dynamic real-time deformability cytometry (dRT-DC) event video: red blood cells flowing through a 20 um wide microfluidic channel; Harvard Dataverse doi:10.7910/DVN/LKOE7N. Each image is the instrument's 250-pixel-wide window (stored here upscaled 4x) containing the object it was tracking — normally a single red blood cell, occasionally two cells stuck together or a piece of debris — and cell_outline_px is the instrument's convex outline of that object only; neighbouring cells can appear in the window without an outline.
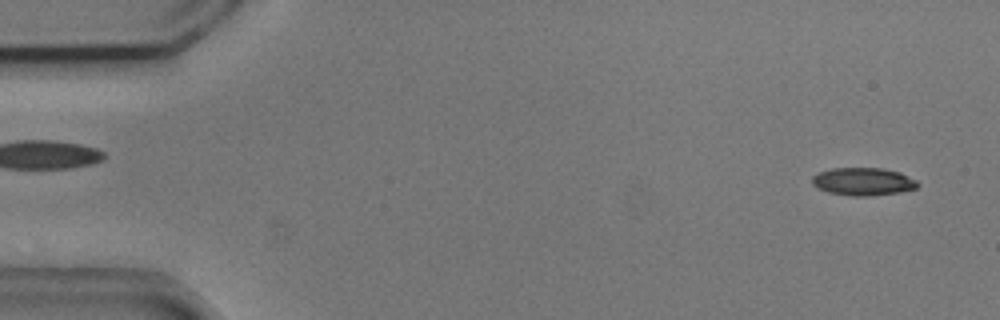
{"species": "common noctule bat (a hibernating species)", "species_latin": "Nyctalus noctula", "temperature_condition": "cold", "stored_images_in_passage": 9, "camera_frame_rate_fps": 3000, "um_per_image_px": 0.085, "animal": {"sex": "male", "body_mass_g": 20.5, "forearm_length_mm": 52.5}, "frame": {"image": 1, "passage_image": 2, "time_ms": 0.333, "image_size_px": [1000, 320], "cell_outline_px": [[920, 184], [916, 188], [900, 192], [868, 196], [852, 196], [828, 192], [812, 184], [812, 176], [820, 172], [832, 168], [884, 168], [900, 172], [916, 180]], "centroid_in_image_um": [73.39, 15.43], "position_along_channel_um": 11.6, "area_um2": 17.05}}